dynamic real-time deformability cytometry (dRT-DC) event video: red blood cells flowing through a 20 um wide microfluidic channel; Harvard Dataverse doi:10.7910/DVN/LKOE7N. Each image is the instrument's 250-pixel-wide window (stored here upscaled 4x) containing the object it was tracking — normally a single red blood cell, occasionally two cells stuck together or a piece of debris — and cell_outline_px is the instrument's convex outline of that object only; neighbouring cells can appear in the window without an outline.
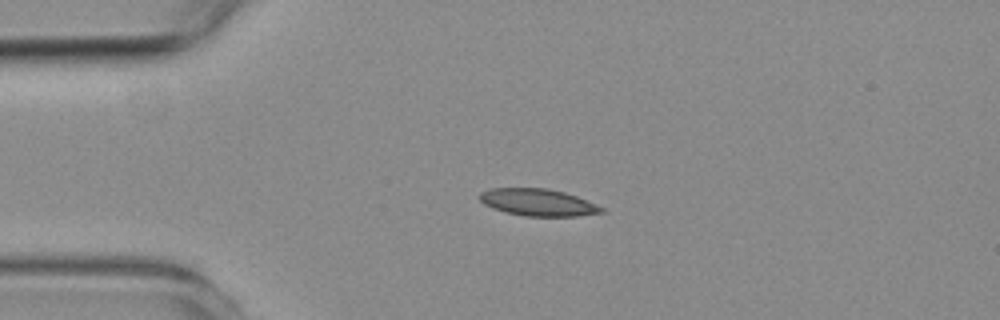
{"species": "common noctule bat (a hibernating species)", "species_latin": "Nyctalus noctula", "temperature_condition": "room temperature", "stored_images_in_passage": 9, "camera_frame_rate_fps": 3000, "um_per_image_px": 0.085, "animal": {"sex": "female", "body_mass_g": 19.3, "forearm_length_mm": 54.1}, "frame": {"image": 1, "passage_image": 1, "time_ms": 0.0, "image_size_px": [1000, 320], "cell_outline_px": [[604, 212], [576, 216], [524, 216], [504, 212], [492, 208], [484, 204], [476, 196], [480, 192], [492, 188], [548, 188], [564, 192], [576, 196], [596, 204], [604, 208]], "centroid_in_image_um": [45.68, 17.2], "position_along_channel_um": 39.3, "area_um2": 19.31}}
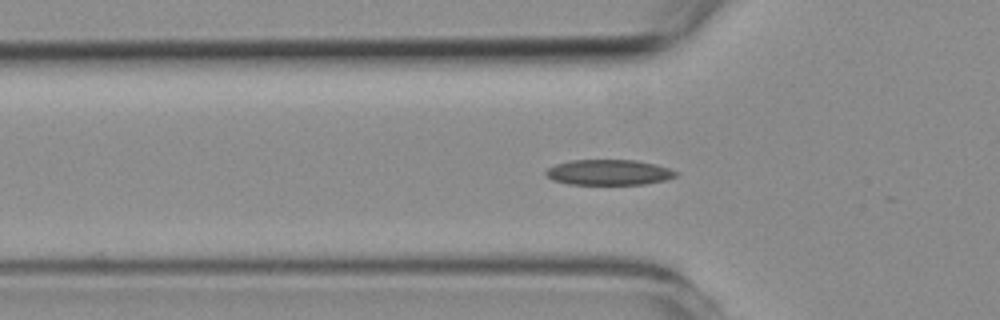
{"frame": {"image": 2, "passage_image": 6, "time_ms": 1.667, "image_size_px": [1000, 320], "cell_outline_px": [[680, 172], [676, 176], [664, 180], [644, 184], [568, 184], [552, 180], [544, 172], [548, 168], [556, 164], [572, 160], [636, 160], [656, 164]], "centroid_in_image_um": [51.76, 14.64], "position_along_channel_um": 74.0, "area_um2": 19.25}}